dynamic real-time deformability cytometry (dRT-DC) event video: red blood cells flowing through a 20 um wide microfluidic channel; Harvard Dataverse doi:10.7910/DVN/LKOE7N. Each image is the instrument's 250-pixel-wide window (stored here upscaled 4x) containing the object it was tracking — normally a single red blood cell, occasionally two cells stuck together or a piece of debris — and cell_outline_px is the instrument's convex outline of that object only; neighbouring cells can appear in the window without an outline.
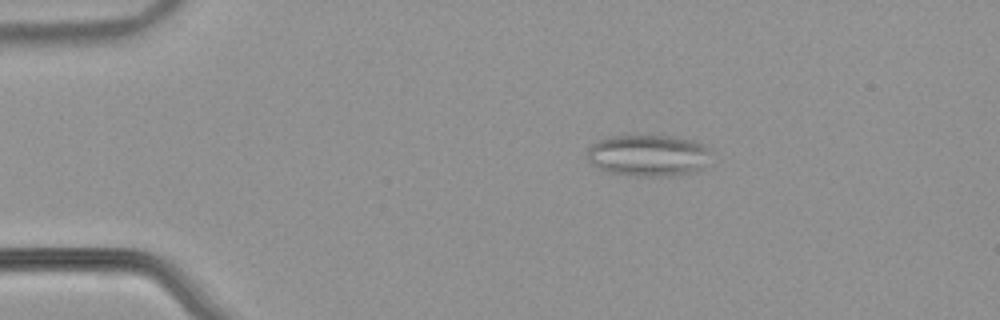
{"species": "common noctule bat (a hibernating species)", "species_latin": "Nyctalus noctula", "temperature_condition": "warm", "stored_images_in_passage": 53, "camera_frame_rate_fps": 3000, "um_per_image_px": 0.085, "animal": {"sex": "male", "body_mass_g": 21.5, "forearm_length_mm": 52.0}, "frame": {"image": 1, "passage_image": 10, "time_ms": 3.0, "image_size_px": [1000, 320], "cell_outline_px": [[704, 152], [700, 168], [692, 172], [668, 176], [636, 176], [612, 172], [600, 168], [592, 164], [588, 160], [588, 148], [592, 144], [608, 136], [676, 136], [696, 140], [704, 148]], "centroid_in_image_um": [54.99, 13.2], "position_along_channel_um": 30.0, "area_um2": 29.02}}
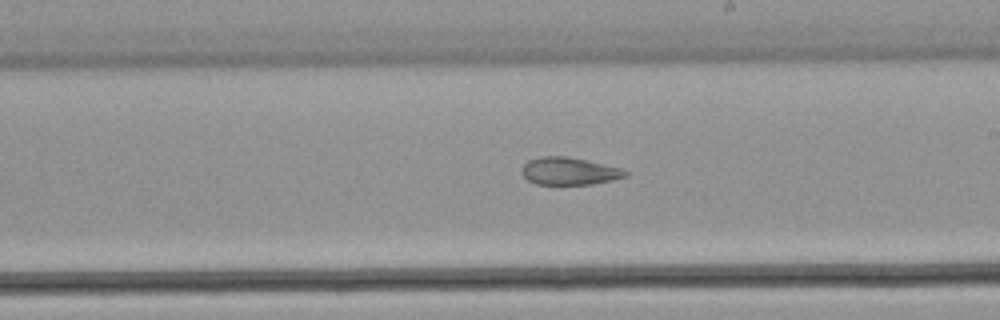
{"frame": {"image": 2, "passage_image": 31, "time_ms": 10.0, "image_size_px": [1000, 320], "cell_outline_px": [[628, 176], [612, 180], [592, 184], [536, 184], [528, 180], [520, 172], [524, 164], [528, 160], [540, 156], [564, 156], [584, 160], [620, 168], [628, 172]], "centroid_in_image_um": [48.35, 14.55], "position_along_channel_um": 240.7, "area_um2": 16.42}}
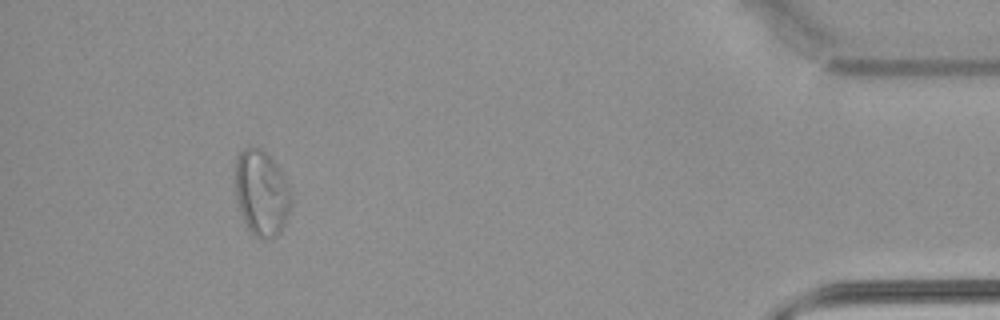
{"frame": {"image": 3, "passage_image": 49, "time_ms": 16.0, "image_size_px": [1000, 320], "cell_outline_px": [[292, 204], [284, 224], [280, 232], [276, 236], [264, 240], [260, 240], [248, 228], [240, 216], [236, 200], [236, 156], [244, 148], [260, 148], [276, 164], [292, 196]], "centroid_in_image_um": [22.21, 16.46], "position_along_channel_um": 413.0, "area_um2": 27.69}, "authors_computed_cell_mechanics": {"area_um2": 23.7558, "velocity_mm_per_s": 3.8851, "shape_relaxation_time_tau1_ms": null, "shape_relaxation_time_tau2_ms": 2.2032, "deformation_change_tau1": null, "deformation_change_tau2": 0.0884}}